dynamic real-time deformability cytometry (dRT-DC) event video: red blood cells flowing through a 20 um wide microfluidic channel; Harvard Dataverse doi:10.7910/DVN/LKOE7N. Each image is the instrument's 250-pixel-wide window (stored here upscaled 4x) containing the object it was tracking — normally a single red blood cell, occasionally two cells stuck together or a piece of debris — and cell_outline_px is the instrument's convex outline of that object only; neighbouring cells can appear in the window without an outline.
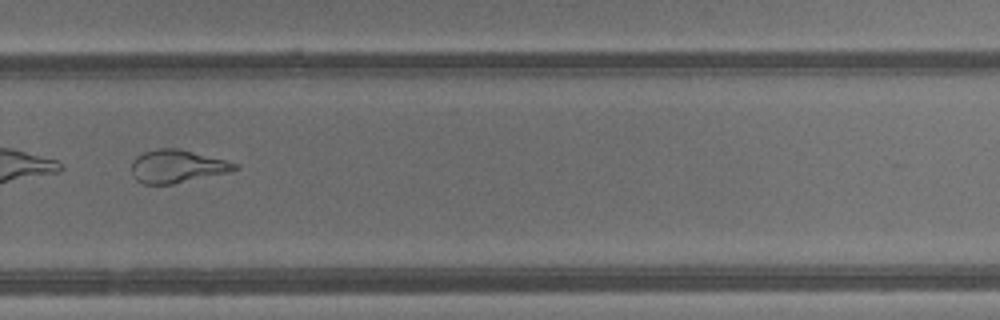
{"species": "common noctule bat (a hibernating species)", "species_latin": "Nyctalus noctula", "temperature_condition": "warm", "stored_images_in_passage": 27, "camera_frame_rate_fps": 3000, "um_per_image_px": 0.085, "animal": {"sex": "male", "body_mass_g": 13.3}, "frame": {"image": 1, "passage_image": 16, "time_ms": 5.0, "image_size_px": [1000, 320], "cell_outline_px": [[240, 168], [228, 172], [172, 184], [144, 184], [136, 180], [132, 176], [132, 160], [136, 156], [144, 152], [160, 148], [180, 148], [224, 160], [236, 164]], "centroid_in_image_um": [15.0, 14.13], "position_along_channel_um": 314.8, "area_um2": 19.65}}